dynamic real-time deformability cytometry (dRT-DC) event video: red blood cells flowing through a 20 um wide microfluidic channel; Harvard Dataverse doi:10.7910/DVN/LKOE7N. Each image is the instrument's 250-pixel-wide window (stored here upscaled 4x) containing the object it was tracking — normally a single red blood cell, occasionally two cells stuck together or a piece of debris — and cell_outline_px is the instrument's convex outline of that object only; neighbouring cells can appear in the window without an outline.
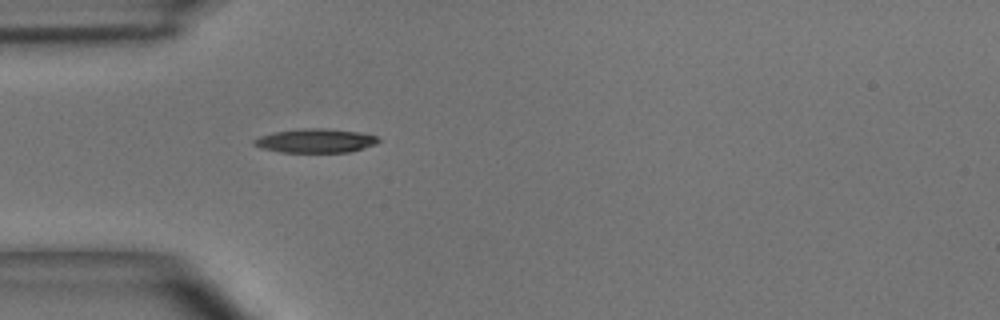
{"species": "common noctule bat (a hibernating species)", "species_latin": "Nyctalus noctula", "temperature_condition": "room temperature", "stored_images_in_passage": 1, "camera_frame_rate_fps": 3000, "um_per_image_px": 0.085, "animal": {"sex": "male", "body_mass_g": 15.6}, "frame": {"image": 1, "passage_image": 1, "time_ms": 0.0, "image_size_px": [1000, 320], "cell_outline_px": [[380, 140], [376, 144], [348, 152], [280, 152], [260, 148], [252, 144], [252, 140], [260, 136], [276, 132], [304, 128], [324, 128], [356, 132], [376, 136]], "centroid_in_image_um": [26.77, 11.97], "position_along_channel_um": 58.2, "area_um2": 17.17}}